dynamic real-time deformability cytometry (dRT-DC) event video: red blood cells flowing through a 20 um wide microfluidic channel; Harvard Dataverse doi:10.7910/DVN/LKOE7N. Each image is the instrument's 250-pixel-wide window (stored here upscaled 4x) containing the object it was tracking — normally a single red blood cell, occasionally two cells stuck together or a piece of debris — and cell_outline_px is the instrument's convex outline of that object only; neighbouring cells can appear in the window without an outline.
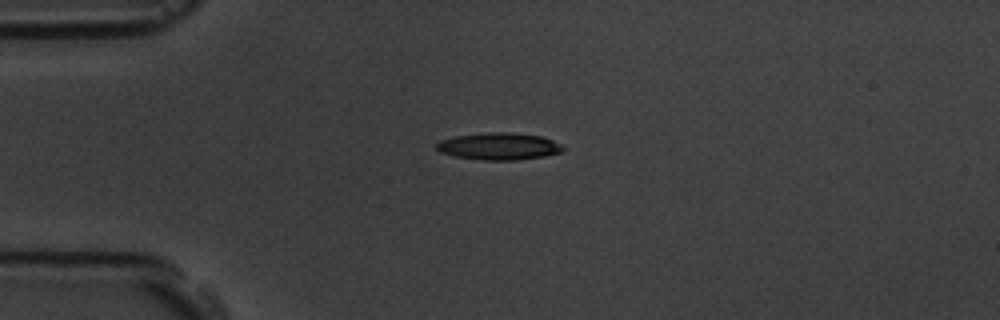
{"species": "common noctule bat (a hibernating species)", "species_latin": "Nyctalus noctula", "temperature_condition": "room temperature", "stored_images_in_passage": 1, "camera_frame_rate_fps": 3000, "um_per_image_px": 0.085, "animal": {"sex": "male", "body_mass_g": 19.5, "forearm_length_mm": 54.6}, "frame": {"image": 1, "passage_image": 1, "time_ms": 0.0, "image_size_px": [1000, 320], "cell_outline_px": [[564, 148], [560, 152], [544, 156], [516, 160], [480, 160], [456, 156], [440, 152], [436, 148], [436, 144], [440, 140], [456, 136], [488, 132], [512, 132], [540, 136], [552, 140], [560, 144]], "centroid_in_image_um": [42.39, 12.43], "position_along_channel_um": 42.6, "area_um2": 19.83}}